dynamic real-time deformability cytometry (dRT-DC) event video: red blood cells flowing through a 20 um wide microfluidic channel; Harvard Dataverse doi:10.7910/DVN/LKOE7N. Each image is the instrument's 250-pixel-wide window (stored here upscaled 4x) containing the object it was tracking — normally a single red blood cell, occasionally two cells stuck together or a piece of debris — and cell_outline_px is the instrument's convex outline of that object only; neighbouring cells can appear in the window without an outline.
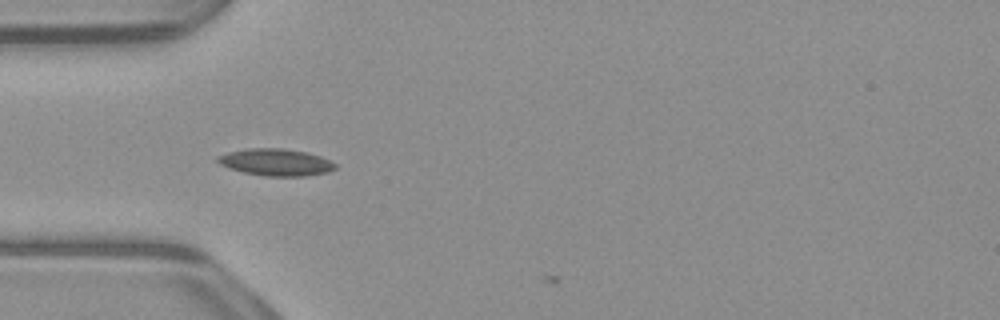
{"species": "common noctule bat (a hibernating species)", "species_latin": "Nyctalus noctula", "temperature_condition": "warm", "stored_images_in_passage": 3, "camera_frame_rate_fps": 3000, "um_per_image_px": 0.085, "animal": {"sex": "male", "body_mass_g": 23.1, "forearm_length_mm": 52.7}, "frame": {"image": 1, "passage_image": 1, "time_ms": 0.0, "image_size_px": [1000, 320], "cell_outline_px": [[336, 168], [328, 172], [304, 176], [264, 176], [244, 172], [228, 168], [220, 164], [216, 160], [216, 156], [228, 152], [248, 148], [284, 148], [304, 152], [320, 156], [336, 164]], "centroid_in_image_um": [23.41, 13.79], "position_along_channel_um": 61.6, "area_um2": 18.44}}